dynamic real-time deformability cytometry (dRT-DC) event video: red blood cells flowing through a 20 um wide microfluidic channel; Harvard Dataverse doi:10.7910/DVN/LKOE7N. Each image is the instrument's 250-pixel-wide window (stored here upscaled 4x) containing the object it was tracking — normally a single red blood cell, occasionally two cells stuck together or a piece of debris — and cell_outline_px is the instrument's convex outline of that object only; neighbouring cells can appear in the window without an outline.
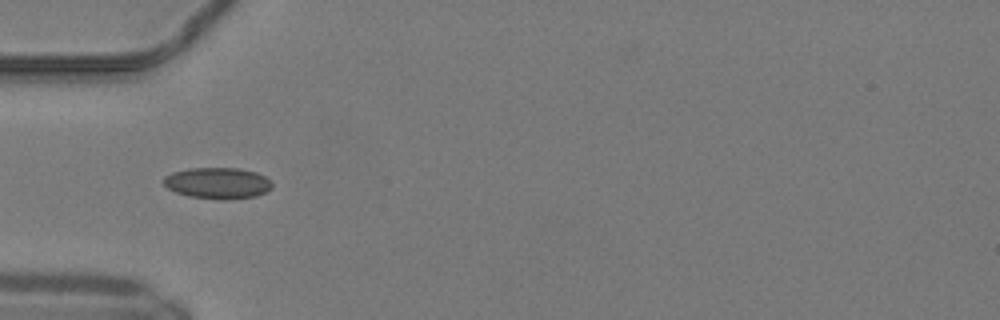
{"species": "common noctule bat (a hibernating species)", "species_latin": "Nyctalus noctula", "temperature_condition": "warm", "stored_images_in_passage": 22, "camera_frame_rate_fps": 3000, "um_per_image_px": 0.085, "animal": {"sex": "male", "body_mass_g": 19.2, "forearm_length_mm": 51.8}, "frame": {"image": 1, "passage_image": 1, "time_ms": 0.0, "image_size_px": [1000, 320], "cell_outline_px": [[272, 188], [268, 192], [256, 196], [224, 200], [220, 200], [188, 196], [176, 192], [168, 188], [164, 184], [164, 176], [172, 172], [188, 168], [240, 168], [256, 172], [264, 176], [272, 184]], "centroid_in_image_um": [18.51, 15.56], "position_along_channel_um": 66.5, "area_um2": 19.88}}
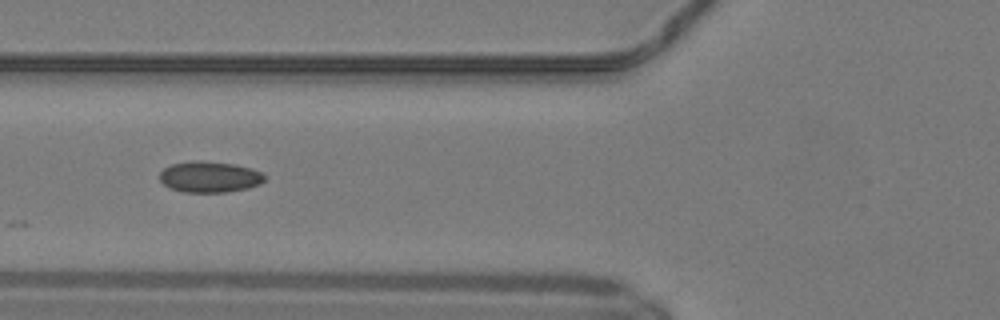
{"frame": {"image": 2, "passage_image": 4, "time_ms": 1.0, "image_size_px": [1000, 320], "cell_outline_px": [[264, 180], [260, 184], [248, 188], [228, 192], [184, 192], [168, 188], [160, 180], [160, 172], [164, 168], [172, 164], [196, 160], [200, 160], [236, 164], [252, 168], [260, 172], [264, 176]], "centroid_in_image_um": [17.81, 15.03], "position_along_channel_um": 108.0, "area_um2": 19.07}}
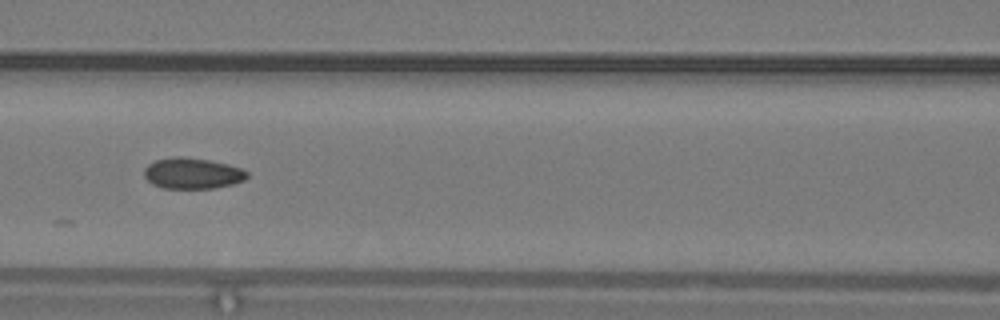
{"frame": {"image": 3, "passage_image": 7, "time_ms": 2.0, "image_size_px": [1000, 320], "cell_outline_px": [[248, 176], [244, 180], [232, 184], [216, 188], [164, 188], [152, 184], [144, 176], [144, 168], [148, 164], [156, 160], [176, 156], [184, 156], [208, 160], [228, 164], [240, 168], [248, 172]], "centroid_in_image_um": [16.35, 14.73], "position_along_channel_um": 150.3, "area_um2": 18.55}}